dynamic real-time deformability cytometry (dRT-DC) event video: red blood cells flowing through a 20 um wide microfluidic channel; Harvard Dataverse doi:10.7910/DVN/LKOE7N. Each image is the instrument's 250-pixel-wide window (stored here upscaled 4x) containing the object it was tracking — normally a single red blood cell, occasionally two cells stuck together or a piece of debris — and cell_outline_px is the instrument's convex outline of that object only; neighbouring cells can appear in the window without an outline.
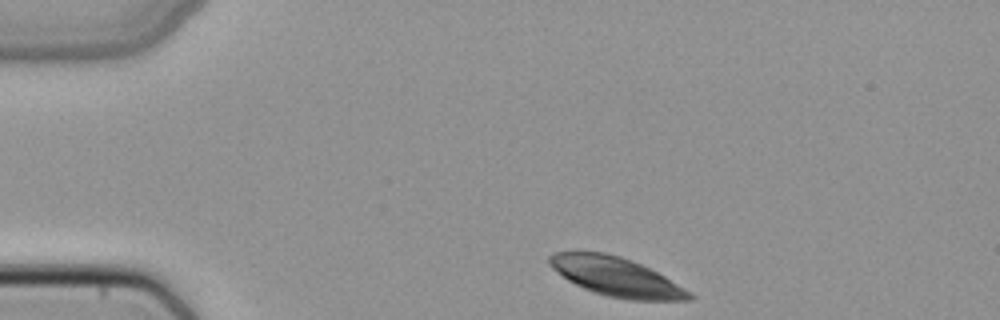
{"species": "common noctule bat (a hibernating species)", "species_latin": "Nyctalus noctula", "temperature_condition": "cold", "stored_images_in_passage": 42, "camera_frame_rate_fps": 3000, "um_per_image_px": 0.085, "animal": {"sex": "female", "body_mass_g": 22.7, "forearm_length_mm": 54.2}, "frame": {"image": 1, "passage_image": 1, "time_ms": 0.0, "image_size_px": [1000, 320], "cell_outline_px": [[696, 296], [692, 300], [628, 300], [608, 296], [592, 292], [568, 280], [552, 268], [548, 264], [548, 256], [552, 252], [604, 252], [620, 256], [632, 260], [664, 276], [692, 292]], "centroid_in_image_um": [52.38, 23.53], "position_along_channel_um": 32.6, "area_um2": 31.67}}